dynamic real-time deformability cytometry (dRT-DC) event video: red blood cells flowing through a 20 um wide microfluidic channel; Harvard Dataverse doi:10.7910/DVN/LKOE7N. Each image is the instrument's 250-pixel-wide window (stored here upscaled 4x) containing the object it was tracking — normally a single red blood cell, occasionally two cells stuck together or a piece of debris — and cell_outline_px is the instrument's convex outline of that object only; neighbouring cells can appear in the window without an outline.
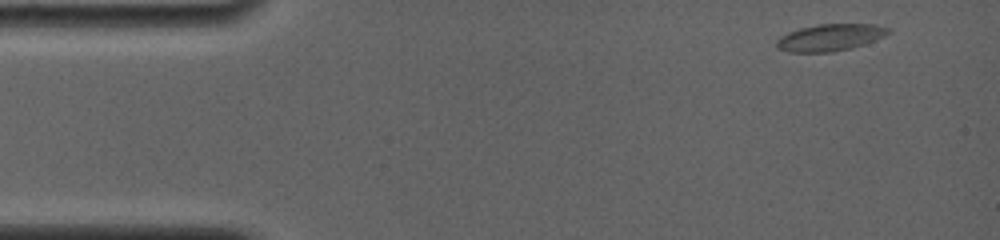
{"species": "common noctule bat (a hibernating species)", "species_latin": "Nyctalus noctula", "temperature_condition": "room temperature", "stored_images_in_passage": 25, "camera_frame_rate_fps": 4000, "um_per_image_px": 0.085, "animal": {"sex": "female", "body_mass_g": 19.0, "forearm_length_mm": 56.7}, "frame": {"image": 1, "passage_image": 1, "time_ms": 0.0, "image_size_px": [1000, 240], "cell_outline_px": [[892, 32], [884, 36], [864, 44], [852, 48], [832, 52], [788, 52], [776, 48], [776, 40], [780, 36], [788, 32], [800, 28], [816, 24], [876, 24], [888, 28]], "centroid_in_image_um": [70.54, 3.18], "position_along_channel_um": 14.5, "area_um2": 17.63}}
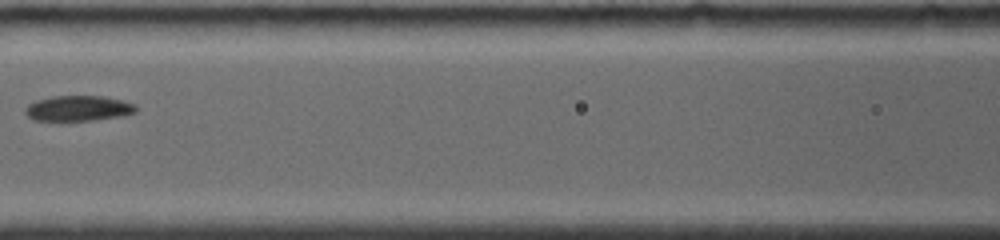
{"frame": {"image": 2, "passage_image": 11, "time_ms": 6.25, "image_size_px": [1000, 240], "cell_outline_px": [[136, 112], [124, 116], [96, 120], [32, 120], [24, 112], [24, 108], [28, 104], [36, 100], [52, 96], [104, 96], [124, 100], [136, 104]], "centroid_in_image_um": [6.68, 9.2], "position_along_channel_um": 159.9, "area_um2": 16.59}}
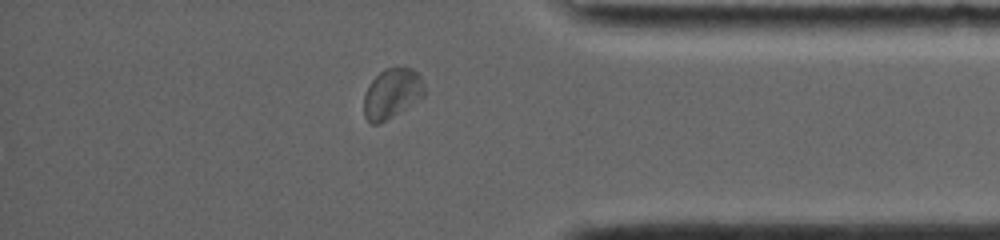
{"frame": {"image": 3, "passage_image": 22, "time_ms": 12.75, "image_size_px": [1000, 240], "cell_outline_px": [[424, 96], [392, 116], [376, 124], [372, 124], [364, 116], [364, 92], [372, 80], [384, 68], [412, 68], [420, 76], [424, 84]], "centroid_in_image_um": [33.3, 7.93], "position_along_channel_um": 401.9, "area_um2": 17.28}, "authors_computed_cell_mechanics": {"area_um2": 16.6464, "velocity_mm_per_s": 3.8224, "shape_relaxation_time_tau1_ms": 3.2727, "shape_relaxation_time_tau2_ms": 3.3803, "deformation_change_tau1": 0.0774, "deformation_change_tau2": 0.0551}}